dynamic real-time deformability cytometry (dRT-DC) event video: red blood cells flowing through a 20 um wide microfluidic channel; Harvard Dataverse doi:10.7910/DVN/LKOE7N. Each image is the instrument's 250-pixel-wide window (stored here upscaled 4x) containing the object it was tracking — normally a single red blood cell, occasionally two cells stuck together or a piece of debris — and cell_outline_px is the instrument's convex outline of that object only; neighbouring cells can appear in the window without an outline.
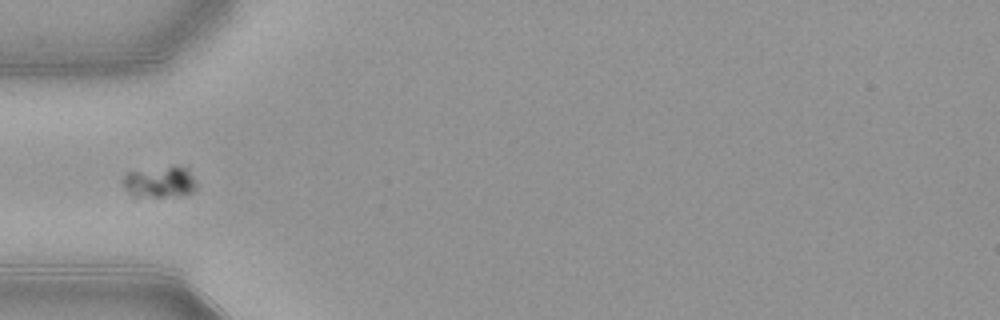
{"species": "common noctule bat (a hibernating species)", "species_latin": "Nyctalus noctula", "temperature_condition": "warm", "stored_images_in_passage": 37, "camera_frame_rate_fps": 3000, "um_per_image_px": 0.085, "animal": {"sex": "female", "body_mass_g": 21.9}, "frame": {"image": 1, "passage_image": 1, "time_ms": 0.0, "image_size_px": [1000, 320], "cell_outline_px": [[196, 188], [192, 192], [164, 196], [132, 196], [124, 188], [120, 180], [128, 172], [168, 168], [188, 168], [196, 184]], "centroid_in_image_um": [13.52, 15.49], "position_along_channel_um": 71.5, "area_um2": 12.72}}
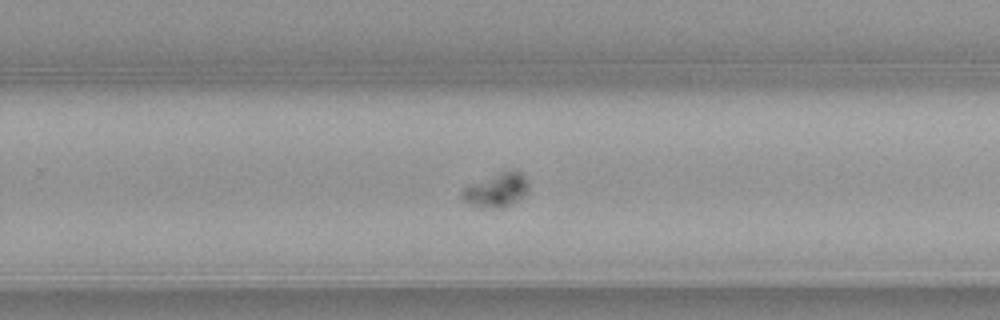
{"frame": {"image": 2, "passage_image": 18, "time_ms": 5.667, "image_size_px": [1000, 320], "cell_outline_px": [[528, 192], [504, 208], [480, 208], [464, 200], [460, 196], [464, 188], [468, 184], [500, 172], [520, 172], [524, 176], [528, 184]], "centroid_in_image_um": [42.17, 16.18], "position_along_channel_um": 287.6, "area_um2": 12.89}}
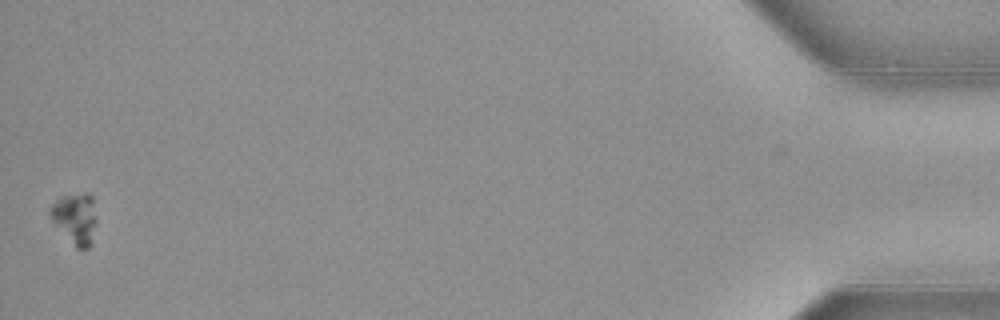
{"frame": {"image": 3, "passage_image": 37, "time_ms": 12.0, "image_size_px": [1000, 320], "cell_outline_px": [[96, 220], [88, 248], [76, 248], [52, 220], [48, 212], [48, 208], [60, 196], [88, 192], [92, 196]], "centroid_in_image_um": [6.36, 18.5], "position_along_channel_um": 428.8, "area_um2": 13.47}}